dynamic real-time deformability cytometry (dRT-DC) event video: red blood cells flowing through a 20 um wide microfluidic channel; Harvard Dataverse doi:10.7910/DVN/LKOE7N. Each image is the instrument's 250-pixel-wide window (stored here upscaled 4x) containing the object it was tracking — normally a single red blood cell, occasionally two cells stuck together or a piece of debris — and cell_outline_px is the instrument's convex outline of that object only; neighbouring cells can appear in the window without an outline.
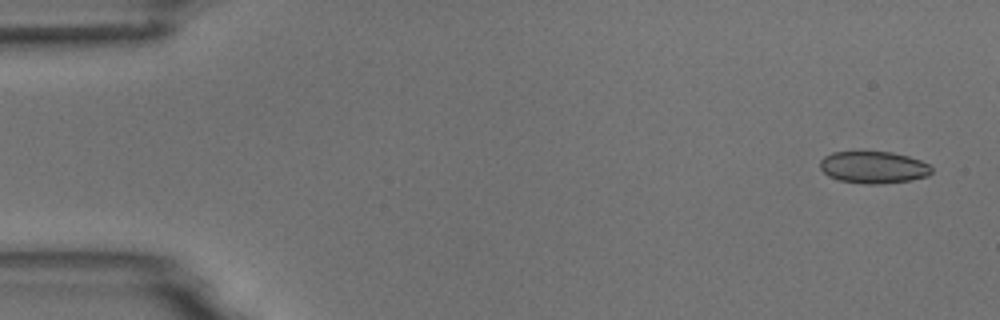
{"species": "common noctule bat (a hibernating species)", "species_latin": "Nyctalus noctula", "temperature_condition": "room temperature", "stored_images_in_passage": 7, "camera_frame_rate_fps": 3000, "um_per_image_px": 0.085, "animal": {"sex": "male", "body_mass_g": 18.8}, "frame": {"image": 1, "passage_image": 1, "time_ms": 0.0, "image_size_px": [1000, 320], "cell_outline_px": [[932, 172], [928, 176], [912, 180], [880, 184], [864, 184], [840, 180], [828, 176], [820, 168], [820, 160], [824, 156], [832, 152], [892, 152], [908, 156], [920, 160], [928, 164], [932, 168]], "centroid_in_image_um": [74.25, 14.23], "position_along_channel_um": 10.7, "area_um2": 20.87}}